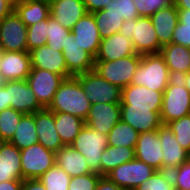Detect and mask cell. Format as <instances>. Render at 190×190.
<instances>
[{"instance_id":"1","label":"cell","mask_w":190,"mask_h":190,"mask_svg":"<svg viewBox=\"0 0 190 190\" xmlns=\"http://www.w3.org/2000/svg\"><path fill=\"white\" fill-rule=\"evenodd\" d=\"M91 102L86 97L76 77L64 79L54 95L48 109L52 112H64L86 120Z\"/></svg>"},{"instance_id":"2","label":"cell","mask_w":190,"mask_h":190,"mask_svg":"<svg viewBox=\"0 0 190 190\" xmlns=\"http://www.w3.org/2000/svg\"><path fill=\"white\" fill-rule=\"evenodd\" d=\"M170 78L168 66L160 53L144 54L141 55V61L133 75L131 84L164 92Z\"/></svg>"},{"instance_id":"3","label":"cell","mask_w":190,"mask_h":190,"mask_svg":"<svg viewBox=\"0 0 190 190\" xmlns=\"http://www.w3.org/2000/svg\"><path fill=\"white\" fill-rule=\"evenodd\" d=\"M119 33L132 40L135 52L140 55L160 53L162 45L150 17L139 16L123 22Z\"/></svg>"},{"instance_id":"4","label":"cell","mask_w":190,"mask_h":190,"mask_svg":"<svg viewBox=\"0 0 190 190\" xmlns=\"http://www.w3.org/2000/svg\"><path fill=\"white\" fill-rule=\"evenodd\" d=\"M190 114V92L180 76H171L170 82L163 92L160 117L162 124Z\"/></svg>"},{"instance_id":"5","label":"cell","mask_w":190,"mask_h":190,"mask_svg":"<svg viewBox=\"0 0 190 190\" xmlns=\"http://www.w3.org/2000/svg\"><path fill=\"white\" fill-rule=\"evenodd\" d=\"M140 61L141 55L137 53L113 61H95L94 70L106 81L123 89L131 84Z\"/></svg>"},{"instance_id":"6","label":"cell","mask_w":190,"mask_h":190,"mask_svg":"<svg viewBox=\"0 0 190 190\" xmlns=\"http://www.w3.org/2000/svg\"><path fill=\"white\" fill-rule=\"evenodd\" d=\"M71 145L85 157L90 170L100 174L101 155L108 146L107 135L84 125Z\"/></svg>"},{"instance_id":"7","label":"cell","mask_w":190,"mask_h":190,"mask_svg":"<svg viewBox=\"0 0 190 190\" xmlns=\"http://www.w3.org/2000/svg\"><path fill=\"white\" fill-rule=\"evenodd\" d=\"M89 99L95 103H121L122 89L101 77L95 70L75 76Z\"/></svg>"},{"instance_id":"8","label":"cell","mask_w":190,"mask_h":190,"mask_svg":"<svg viewBox=\"0 0 190 190\" xmlns=\"http://www.w3.org/2000/svg\"><path fill=\"white\" fill-rule=\"evenodd\" d=\"M22 180L39 179L56 164L55 153L36 143L21 150Z\"/></svg>"},{"instance_id":"9","label":"cell","mask_w":190,"mask_h":190,"mask_svg":"<svg viewBox=\"0 0 190 190\" xmlns=\"http://www.w3.org/2000/svg\"><path fill=\"white\" fill-rule=\"evenodd\" d=\"M155 169L136 158L110 171L106 177L124 190H134L155 173Z\"/></svg>"},{"instance_id":"10","label":"cell","mask_w":190,"mask_h":190,"mask_svg":"<svg viewBox=\"0 0 190 190\" xmlns=\"http://www.w3.org/2000/svg\"><path fill=\"white\" fill-rule=\"evenodd\" d=\"M0 49L23 52L27 47V26L13 10L0 22Z\"/></svg>"},{"instance_id":"11","label":"cell","mask_w":190,"mask_h":190,"mask_svg":"<svg viewBox=\"0 0 190 190\" xmlns=\"http://www.w3.org/2000/svg\"><path fill=\"white\" fill-rule=\"evenodd\" d=\"M64 79L62 75L55 74L48 70L31 68L27 81L39 104L43 108H48Z\"/></svg>"},{"instance_id":"12","label":"cell","mask_w":190,"mask_h":190,"mask_svg":"<svg viewBox=\"0 0 190 190\" xmlns=\"http://www.w3.org/2000/svg\"><path fill=\"white\" fill-rule=\"evenodd\" d=\"M7 103L23 114H31L43 109L27 80L7 81Z\"/></svg>"},{"instance_id":"13","label":"cell","mask_w":190,"mask_h":190,"mask_svg":"<svg viewBox=\"0 0 190 190\" xmlns=\"http://www.w3.org/2000/svg\"><path fill=\"white\" fill-rule=\"evenodd\" d=\"M161 108H131L120 106L121 120L133 127L139 134L158 130L162 125Z\"/></svg>"},{"instance_id":"14","label":"cell","mask_w":190,"mask_h":190,"mask_svg":"<svg viewBox=\"0 0 190 190\" xmlns=\"http://www.w3.org/2000/svg\"><path fill=\"white\" fill-rule=\"evenodd\" d=\"M158 135L163 153L162 170L170 172L189 159V153L178 143L168 125L162 124Z\"/></svg>"},{"instance_id":"15","label":"cell","mask_w":190,"mask_h":190,"mask_svg":"<svg viewBox=\"0 0 190 190\" xmlns=\"http://www.w3.org/2000/svg\"><path fill=\"white\" fill-rule=\"evenodd\" d=\"M120 120V103H95L91 105L85 125L108 135Z\"/></svg>"},{"instance_id":"16","label":"cell","mask_w":190,"mask_h":190,"mask_svg":"<svg viewBox=\"0 0 190 190\" xmlns=\"http://www.w3.org/2000/svg\"><path fill=\"white\" fill-rule=\"evenodd\" d=\"M71 32L74 40L95 59L102 39L93 13L87 12L83 15Z\"/></svg>"},{"instance_id":"17","label":"cell","mask_w":190,"mask_h":190,"mask_svg":"<svg viewBox=\"0 0 190 190\" xmlns=\"http://www.w3.org/2000/svg\"><path fill=\"white\" fill-rule=\"evenodd\" d=\"M68 72L72 76L94 70L95 59L81 47L70 32L62 49Z\"/></svg>"},{"instance_id":"18","label":"cell","mask_w":190,"mask_h":190,"mask_svg":"<svg viewBox=\"0 0 190 190\" xmlns=\"http://www.w3.org/2000/svg\"><path fill=\"white\" fill-rule=\"evenodd\" d=\"M31 68L48 70L62 75L65 79L73 77L67 69L62 51L54 50L48 45L35 48L29 52Z\"/></svg>"},{"instance_id":"19","label":"cell","mask_w":190,"mask_h":190,"mask_svg":"<svg viewBox=\"0 0 190 190\" xmlns=\"http://www.w3.org/2000/svg\"><path fill=\"white\" fill-rule=\"evenodd\" d=\"M134 152L136 159L145 162L155 170H162L163 153L158 130L140 133Z\"/></svg>"},{"instance_id":"20","label":"cell","mask_w":190,"mask_h":190,"mask_svg":"<svg viewBox=\"0 0 190 190\" xmlns=\"http://www.w3.org/2000/svg\"><path fill=\"white\" fill-rule=\"evenodd\" d=\"M163 92L130 84L122 89L120 106L131 108H162Z\"/></svg>"},{"instance_id":"21","label":"cell","mask_w":190,"mask_h":190,"mask_svg":"<svg viewBox=\"0 0 190 190\" xmlns=\"http://www.w3.org/2000/svg\"><path fill=\"white\" fill-rule=\"evenodd\" d=\"M34 121L38 134V143L54 153L65 146L55 128L54 112L48 108H43L34 113Z\"/></svg>"},{"instance_id":"22","label":"cell","mask_w":190,"mask_h":190,"mask_svg":"<svg viewBox=\"0 0 190 190\" xmlns=\"http://www.w3.org/2000/svg\"><path fill=\"white\" fill-rule=\"evenodd\" d=\"M0 74L6 81L27 80L31 71L28 51H2Z\"/></svg>"},{"instance_id":"23","label":"cell","mask_w":190,"mask_h":190,"mask_svg":"<svg viewBox=\"0 0 190 190\" xmlns=\"http://www.w3.org/2000/svg\"><path fill=\"white\" fill-rule=\"evenodd\" d=\"M136 54L133 42L127 36L115 33L101 40L95 61H113Z\"/></svg>"},{"instance_id":"24","label":"cell","mask_w":190,"mask_h":190,"mask_svg":"<svg viewBox=\"0 0 190 190\" xmlns=\"http://www.w3.org/2000/svg\"><path fill=\"white\" fill-rule=\"evenodd\" d=\"M86 13L83 0H56L50 4V16L68 30Z\"/></svg>"},{"instance_id":"25","label":"cell","mask_w":190,"mask_h":190,"mask_svg":"<svg viewBox=\"0 0 190 190\" xmlns=\"http://www.w3.org/2000/svg\"><path fill=\"white\" fill-rule=\"evenodd\" d=\"M160 55L166 62L171 76H182L190 71V48L170 43L162 46Z\"/></svg>"},{"instance_id":"26","label":"cell","mask_w":190,"mask_h":190,"mask_svg":"<svg viewBox=\"0 0 190 190\" xmlns=\"http://www.w3.org/2000/svg\"><path fill=\"white\" fill-rule=\"evenodd\" d=\"M56 165L71 177L93 173L86 163L85 157L72 145H65L55 153Z\"/></svg>"},{"instance_id":"27","label":"cell","mask_w":190,"mask_h":190,"mask_svg":"<svg viewBox=\"0 0 190 190\" xmlns=\"http://www.w3.org/2000/svg\"><path fill=\"white\" fill-rule=\"evenodd\" d=\"M21 150L6 141L0 150V183L22 180Z\"/></svg>"},{"instance_id":"28","label":"cell","mask_w":190,"mask_h":190,"mask_svg":"<svg viewBox=\"0 0 190 190\" xmlns=\"http://www.w3.org/2000/svg\"><path fill=\"white\" fill-rule=\"evenodd\" d=\"M159 43L164 46L172 41L173 31L178 24V10L174 3L150 16Z\"/></svg>"},{"instance_id":"29","label":"cell","mask_w":190,"mask_h":190,"mask_svg":"<svg viewBox=\"0 0 190 190\" xmlns=\"http://www.w3.org/2000/svg\"><path fill=\"white\" fill-rule=\"evenodd\" d=\"M14 10L27 27L50 17V4L44 0L22 1L14 6Z\"/></svg>"},{"instance_id":"30","label":"cell","mask_w":190,"mask_h":190,"mask_svg":"<svg viewBox=\"0 0 190 190\" xmlns=\"http://www.w3.org/2000/svg\"><path fill=\"white\" fill-rule=\"evenodd\" d=\"M134 149L125 146L113 147L108 145L101 155L100 175L106 176L119 165L133 160L135 158Z\"/></svg>"},{"instance_id":"31","label":"cell","mask_w":190,"mask_h":190,"mask_svg":"<svg viewBox=\"0 0 190 190\" xmlns=\"http://www.w3.org/2000/svg\"><path fill=\"white\" fill-rule=\"evenodd\" d=\"M55 128L64 145H71L85 121L77 116L64 112H54Z\"/></svg>"},{"instance_id":"32","label":"cell","mask_w":190,"mask_h":190,"mask_svg":"<svg viewBox=\"0 0 190 190\" xmlns=\"http://www.w3.org/2000/svg\"><path fill=\"white\" fill-rule=\"evenodd\" d=\"M9 142L20 150L38 143L34 113L24 114L22 116L14 135Z\"/></svg>"},{"instance_id":"33","label":"cell","mask_w":190,"mask_h":190,"mask_svg":"<svg viewBox=\"0 0 190 190\" xmlns=\"http://www.w3.org/2000/svg\"><path fill=\"white\" fill-rule=\"evenodd\" d=\"M139 133L129 124L120 120L107 135L108 145L135 148Z\"/></svg>"},{"instance_id":"34","label":"cell","mask_w":190,"mask_h":190,"mask_svg":"<svg viewBox=\"0 0 190 190\" xmlns=\"http://www.w3.org/2000/svg\"><path fill=\"white\" fill-rule=\"evenodd\" d=\"M39 180L47 190H68L71 176L56 164L49 168Z\"/></svg>"},{"instance_id":"35","label":"cell","mask_w":190,"mask_h":190,"mask_svg":"<svg viewBox=\"0 0 190 190\" xmlns=\"http://www.w3.org/2000/svg\"><path fill=\"white\" fill-rule=\"evenodd\" d=\"M101 39L110 37L115 33H119L123 25V17L115 15H104V9L93 13Z\"/></svg>"},{"instance_id":"36","label":"cell","mask_w":190,"mask_h":190,"mask_svg":"<svg viewBox=\"0 0 190 190\" xmlns=\"http://www.w3.org/2000/svg\"><path fill=\"white\" fill-rule=\"evenodd\" d=\"M24 114L12 107L0 111V137L10 141Z\"/></svg>"},{"instance_id":"37","label":"cell","mask_w":190,"mask_h":190,"mask_svg":"<svg viewBox=\"0 0 190 190\" xmlns=\"http://www.w3.org/2000/svg\"><path fill=\"white\" fill-rule=\"evenodd\" d=\"M71 30L63 27L52 16L48 18L47 43L50 48L57 51H62L65 46L66 39Z\"/></svg>"},{"instance_id":"38","label":"cell","mask_w":190,"mask_h":190,"mask_svg":"<svg viewBox=\"0 0 190 190\" xmlns=\"http://www.w3.org/2000/svg\"><path fill=\"white\" fill-rule=\"evenodd\" d=\"M104 15L123 17L124 21L139 17L133 0H112L104 8Z\"/></svg>"},{"instance_id":"39","label":"cell","mask_w":190,"mask_h":190,"mask_svg":"<svg viewBox=\"0 0 190 190\" xmlns=\"http://www.w3.org/2000/svg\"><path fill=\"white\" fill-rule=\"evenodd\" d=\"M134 190H176L170 172L156 170L144 183Z\"/></svg>"},{"instance_id":"40","label":"cell","mask_w":190,"mask_h":190,"mask_svg":"<svg viewBox=\"0 0 190 190\" xmlns=\"http://www.w3.org/2000/svg\"><path fill=\"white\" fill-rule=\"evenodd\" d=\"M48 31V19L27 27V47L28 52L35 48L46 45Z\"/></svg>"},{"instance_id":"41","label":"cell","mask_w":190,"mask_h":190,"mask_svg":"<svg viewBox=\"0 0 190 190\" xmlns=\"http://www.w3.org/2000/svg\"><path fill=\"white\" fill-rule=\"evenodd\" d=\"M178 143L190 154V114L167 124Z\"/></svg>"},{"instance_id":"42","label":"cell","mask_w":190,"mask_h":190,"mask_svg":"<svg viewBox=\"0 0 190 190\" xmlns=\"http://www.w3.org/2000/svg\"><path fill=\"white\" fill-rule=\"evenodd\" d=\"M139 16L150 17L173 4V0H133Z\"/></svg>"},{"instance_id":"43","label":"cell","mask_w":190,"mask_h":190,"mask_svg":"<svg viewBox=\"0 0 190 190\" xmlns=\"http://www.w3.org/2000/svg\"><path fill=\"white\" fill-rule=\"evenodd\" d=\"M176 190H190V159L170 171Z\"/></svg>"},{"instance_id":"44","label":"cell","mask_w":190,"mask_h":190,"mask_svg":"<svg viewBox=\"0 0 190 190\" xmlns=\"http://www.w3.org/2000/svg\"><path fill=\"white\" fill-rule=\"evenodd\" d=\"M102 176L97 173H90L81 176L71 177L68 190H95L97 183Z\"/></svg>"},{"instance_id":"45","label":"cell","mask_w":190,"mask_h":190,"mask_svg":"<svg viewBox=\"0 0 190 190\" xmlns=\"http://www.w3.org/2000/svg\"><path fill=\"white\" fill-rule=\"evenodd\" d=\"M171 43L190 48V27H184L182 23L178 22L173 31Z\"/></svg>"},{"instance_id":"46","label":"cell","mask_w":190,"mask_h":190,"mask_svg":"<svg viewBox=\"0 0 190 190\" xmlns=\"http://www.w3.org/2000/svg\"><path fill=\"white\" fill-rule=\"evenodd\" d=\"M112 0H83L86 10L89 13H94L103 10Z\"/></svg>"},{"instance_id":"47","label":"cell","mask_w":190,"mask_h":190,"mask_svg":"<svg viewBox=\"0 0 190 190\" xmlns=\"http://www.w3.org/2000/svg\"><path fill=\"white\" fill-rule=\"evenodd\" d=\"M22 190H47L39 179L22 180Z\"/></svg>"},{"instance_id":"48","label":"cell","mask_w":190,"mask_h":190,"mask_svg":"<svg viewBox=\"0 0 190 190\" xmlns=\"http://www.w3.org/2000/svg\"><path fill=\"white\" fill-rule=\"evenodd\" d=\"M95 190H124L114 182H111L106 176H102L97 183Z\"/></svg>"},{"instance_id":"49","label":"cell","mask_w":190,"mask_h":190,"mask_svg":"<svg viewBox=\"0 0 190 190\" xmlns=\"http://www.w3.org/2000/svg\"><path fill=\"white\" fill-rule=\"evenodd\" d=\"M14 10V5L8 0H0V22Z\"/></svg>"},{"instance_id":"50","label":"cell","mask_w":190,"mask_h":190,"mask_svg":"<svg viewBox=\"0 0 190 190\" xmlns=\"http://www.w3.org/2000/svg\"><path fill=\"white\" fill-rule=\"evenodd\" d=\"M0 190H22V180H9L0 183Z\"/></svg>"},{"instance_id":"51","label":"cell","mask_w":190,"mask_h":190,"mask_svg":"<svg viewBox=\"0 0 190 190\" xmlns=\"http://www.w3.org/2000/svg\"><path fill=\"white\" fill-rule=\"evenodd\" d=\"M178 10V21L184 25V27H190V10L188 9H177Z\"/></svg>"},{"instance_id":"52","label":"cell","mask_w":190,"mask_h":190,"mask_svg":"<svg viewBox=\"0 0 190 190\" xmlns=\"http://www.w3.org/2000/svg\"><path fill=\"white\" fill-rule=\"evenodd\" d=\"M10 108V103H7V81L5 86L0 88V111Z\"/></svg>"},{"instance_id":"53","label":"cell","mask_w":190,"mask_h":190,"mask_svg":"<svg viewBox=\"0 0 190 190\" xmlns=\"http://www.w3.org/2000/svg\"><path fill=\"white\" fill-rule=\"evenodd\" d=\"M173 3L177 9L190 10V0H173Z\"/></svg>"},{"instance_id":"54","label":"cell","mask_w":190,"mask_h":190,"mask_svg":"<svg viewBox=\"0 0 190 190\" xmlns=\"http://www.w3.org/2000/svg\"><path fill=\"white\" fill-rule=\"evenodd\" d=\"M180 77L183 79V81L185 83V87L190 92V71Z\"/></svg>"},{"instance_id":"55","label":"cell","mask_w":190,"mask_h":190,"mask_svg":"<svg viewBox=\"0 0 190 190\" xmlns=\"http://www.w3.org/2000/svg\"><path fill=\"white\" fill-rule=\"evenodd\" d=\"M6 83V80L4 77L0 74V88L4 87Z\"/></svg>"},{"instance_id":"56","label":"cell","mask_w":190,"mask_h":190,"mask_svg":"<svg viewBox=\"0 0 190 190\" xmlns=\"http://www.w3.org/2000/svg\"><path fill=\"white\" fill-rule=\"evenodd\" d=\"M8 1L11 2L14 6L19 2H21V0H8Z\"/></svg>"},{"instance_id":"57","label":"cell","mask_w":190,"mask_h":190,"mask_svg":"<svg viewBox=\"0 0 190 190\" xmlns=\"http://www.w3.org/2000/svg\"><path fill=\"white\" fill-rule=\"evenodd\" d=\"M5 142L6 141L0 137V150L3 147V145L5 144Z\"/></svg>"},{"instance_id":"58","label":"cell","mask_w":190,"mask_h":190,"mask_svg":"<svg viewBox=\"0 0 190 190\" xmlns=\"http://www.w3.org/2000/svg\"><path fill=\"white\" fill-rule=\"evenodd\" d=\"M45 2L51 4L52 2L56 1V0H44Z\"/></svg>"},{"instance_id":"59","label":"cell","mask_w":190,"mask_h":190,"mask_svg":"<svg viewBox=\"0 0 190 190\" xmlns=\"http://www.w3.org/2000/svg\"><path fill=\"white\" fill-rule=\"evenodd\" d=\"M1 59H2V50L0 49V65H1ZM1 68V66H0Z\"/></svg>"}]
</instances>
